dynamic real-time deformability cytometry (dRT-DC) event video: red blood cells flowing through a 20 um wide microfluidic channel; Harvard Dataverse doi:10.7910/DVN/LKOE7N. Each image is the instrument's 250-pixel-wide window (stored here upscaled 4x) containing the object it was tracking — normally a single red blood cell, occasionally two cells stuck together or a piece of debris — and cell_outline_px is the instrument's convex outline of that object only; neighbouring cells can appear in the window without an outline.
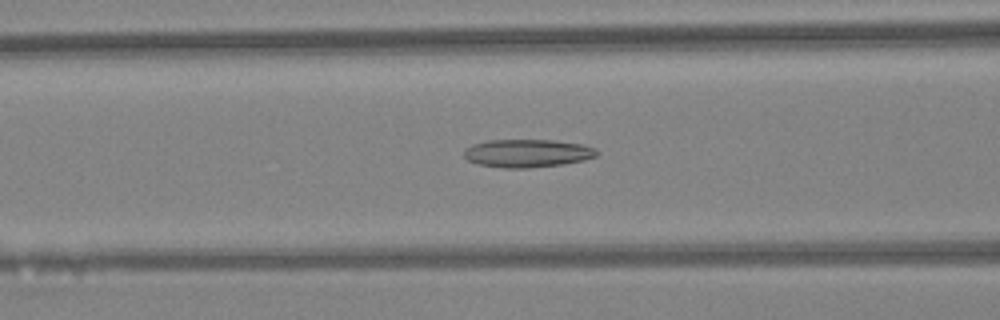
{"species": "Egyptian fruit bat (a non-hibernating species)", "species_latin": "Rousettus aegyptiacus", "temperature_condition": "warm", "stored_images_in_passage": 32, "camera_frame_rate_fps": 3000, "um_per_image_px": 0.085, "animal": {"sex": "female"}, "frame": {"image": 1, "passage_image": 8, "time_ms": 2.333, "image_size_px": [1000, 320], "cell_outline_px": [[596, 156], [584, 160], [564, 164], [528, 168], [504, 168], [480, 164], [468, 160], [464, 156], [464, 148], [472, 144], [488, 140], [552, 140], [580, 144], [596, 148]], "centroid_in_image_um": [44.8, 13.02], "position_along_channel_um": 121.8, "area_um2": 21.62}}
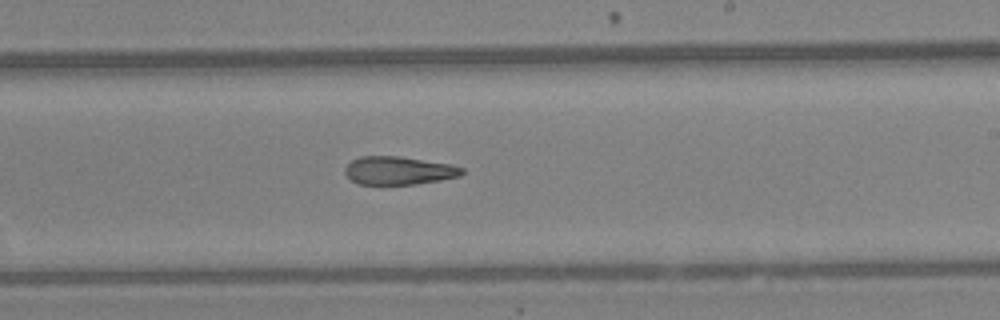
{"frame": {"image": 2, "passage_image": 17, "time_ms": 5.333, "image_size_px": [1000, 320], "cell_outline_px": [[464, 172], [460, 176], [440, 180], [416, 184], [356, 184], [344, 172], [344, 168], [352, 160], [360, 156], [396, 156], [448, 164], [464, 168]], "centroid_in_image_um": [33.86, 14.5], "position_along_channel_um": 255.1, "area_um2": 19.02}}
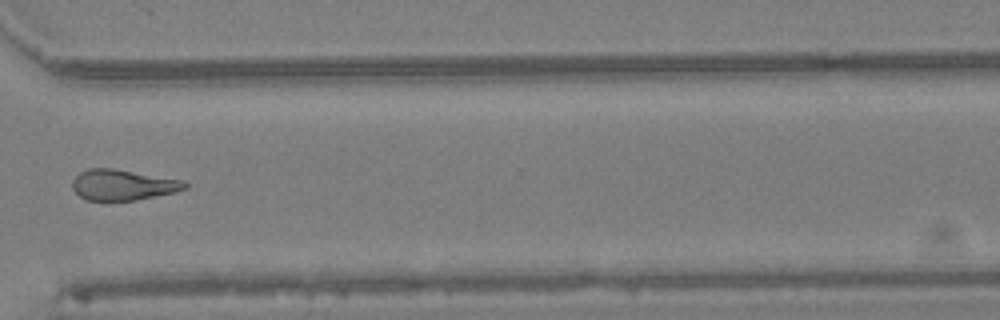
{"frame": {"image": 3, "passage_image": 24, "time_ms": 7.667, "image_size_px": [1000, 320], "cell_outline_px": [[188, 188], [176, 192], [136, 200], [88, 200], [80, 196], [72, 188], [72, 180], [80, 172], [88, 168], [112, 168], [184, 180], [188, 184]], "centroid_in_image_um": [10.47, 15.71], "position_along_channel_um": 360.1, "area_um2": 20.11}, "authors_computed_cell_mechanics": {"area_um2": 20.3745, "velocity_mm_per_s": 4.4671, "shape_relaxation_time_tau1_ms": null, "shape_relaxation_time_tau2_ms": 5.0908, "deformation_change_tau1": null, "deformation_change_tau2": 0.1738}}